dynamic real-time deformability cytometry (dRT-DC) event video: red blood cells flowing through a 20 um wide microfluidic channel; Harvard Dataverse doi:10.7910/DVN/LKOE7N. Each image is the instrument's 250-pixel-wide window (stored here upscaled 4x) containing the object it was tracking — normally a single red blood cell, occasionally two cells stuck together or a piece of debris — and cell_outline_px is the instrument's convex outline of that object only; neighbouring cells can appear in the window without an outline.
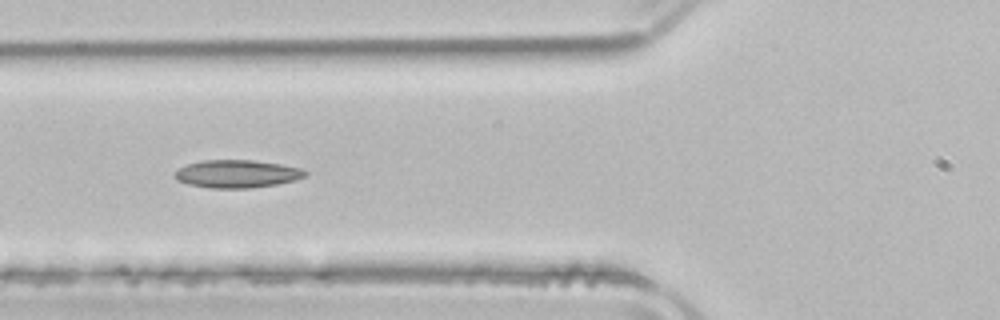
{"species": "common noctule bat (a hibernating species)", "species_latin": "Nyctalus noctula", "temperature_condition": "room temperature", "stored_images_in_passage": 13, "camera_frame_rate_fps": 3000, "um_per_image_px": 0.085, "animal": {"sex": "male", "body_mass_g": 21.5, "forearm_length_mm": 52.0}, "frame": {"image": 1, "passage_image": 8, "time_ms": 2.333, "image_size_px": [1000, 320], "cell_outline_px": [[308, 172], [304, 176], [292, 180], [276, 184], [248, 188], [212, 188], [188, 184], [176, 180], [176, 172], [180, 168], [188, 164], [204, 160], [252, 160], [280, 164], [300, 168]], "centroid_in_image_um": [20.13, 14.77], "position_along_channel_um": 105.7, "area_um2": 20.75}}
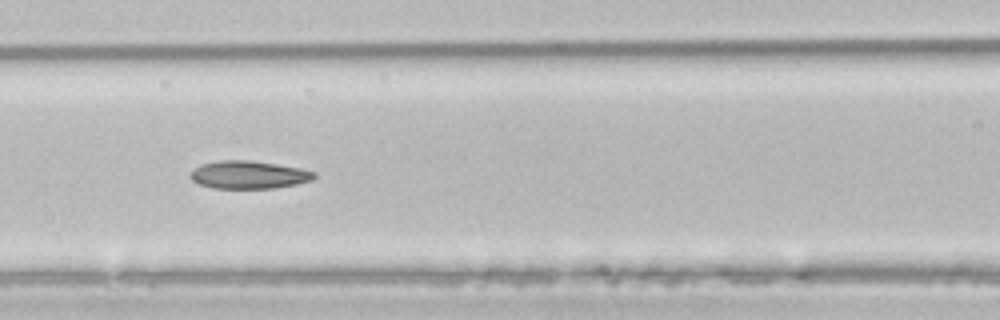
{"frame": {"image": 2, "passage_image": 11, "time_ms": 3.333, "image_size_px": [1000, 320], "cell_outline_px": [[316, 176], [312, 180], [296, 184], [272, 188], [212, 188], [200, 184], [192, 180], [192, 172], [200, 164], [220, 160], [248, 160], [276, 164], [300, 168], [316, 172]], "centroid_in_image_um": [21.16, 14.85], "position_along_channel_um": 145.4, "area_um2": 19.88}}